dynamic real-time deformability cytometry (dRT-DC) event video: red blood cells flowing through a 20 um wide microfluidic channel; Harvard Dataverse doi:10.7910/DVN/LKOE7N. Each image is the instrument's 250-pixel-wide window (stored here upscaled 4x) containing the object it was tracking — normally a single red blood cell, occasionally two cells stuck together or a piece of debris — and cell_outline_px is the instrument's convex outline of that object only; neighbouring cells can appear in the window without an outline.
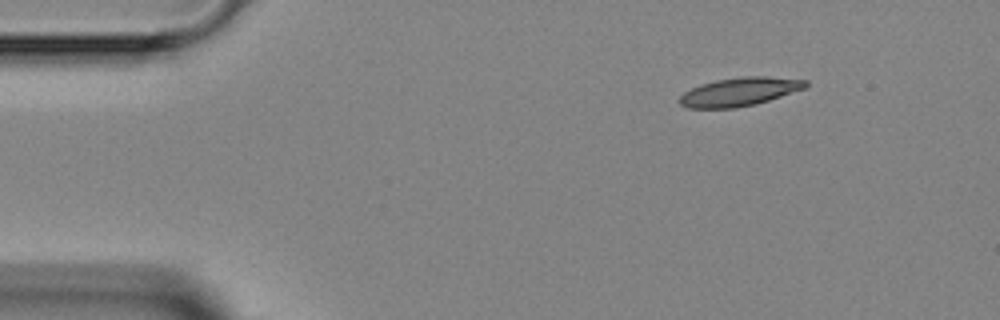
{"species": "Egyptian fruit bat (a non-hibernating species)", "species_latin": "Rousettus aegyptiacus", "temperature_condition": "room temperature", "stored_images_in_passage": 3, "camera_frame_rate_fps": 3000, "um_per_image_px": 0.085, "animal": {"sex": "female"}, "frame": {"image": 1, "passage_image": 1, "time_ms": 0.0, "image_size_px": [1000, 320], "cell_outline_px": [[808, 88], [756, 104], [736, 108], [688, 108], [680, 104], [676, 100], [684, 92], [700, 84], [716, 80], [744, 76], [768, 76], [808, 80]], "centroid_in_image_um": [62.88, 7.8], "position_along_channel_um": 22.1, "area_um2": 21.21}}